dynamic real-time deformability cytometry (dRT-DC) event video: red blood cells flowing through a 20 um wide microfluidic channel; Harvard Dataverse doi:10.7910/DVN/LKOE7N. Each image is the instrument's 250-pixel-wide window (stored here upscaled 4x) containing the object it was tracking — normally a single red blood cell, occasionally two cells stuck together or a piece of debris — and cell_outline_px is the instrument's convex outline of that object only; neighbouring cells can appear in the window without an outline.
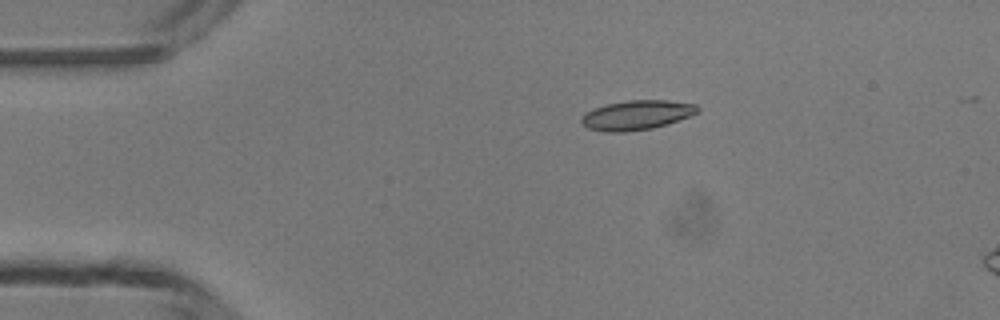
{"species": "common noctule bat (a hibernating species)", "species_latin": "Nyctalus noctula", "temperature_condition": "room temperature", "stored_images_in_passage": 16, "camera_frame_rate_fps": 3000, "um_per_image_px": 0.085, "animal": {"sex": "male", "body_mass_g": 13.3}, "frame": {"image": 1, "passage_image": 10, "time_ms": 3.0, "image_size_px": [1000, 320], "cell_outline_px": [[700, 108], [696, 112], [688, 116], [668, 124], [652, 128], [624, 132], [604, 132], [588, 128], [580, 120], [580, 116], [584, 112], [592, 108], [608, 104], [628, 100], [668, 100], [696, 104]], "centroid_in_image_um": [54.07, 9.78], "position_along_channel_um": 30.9, "area_um2": 20.0}}